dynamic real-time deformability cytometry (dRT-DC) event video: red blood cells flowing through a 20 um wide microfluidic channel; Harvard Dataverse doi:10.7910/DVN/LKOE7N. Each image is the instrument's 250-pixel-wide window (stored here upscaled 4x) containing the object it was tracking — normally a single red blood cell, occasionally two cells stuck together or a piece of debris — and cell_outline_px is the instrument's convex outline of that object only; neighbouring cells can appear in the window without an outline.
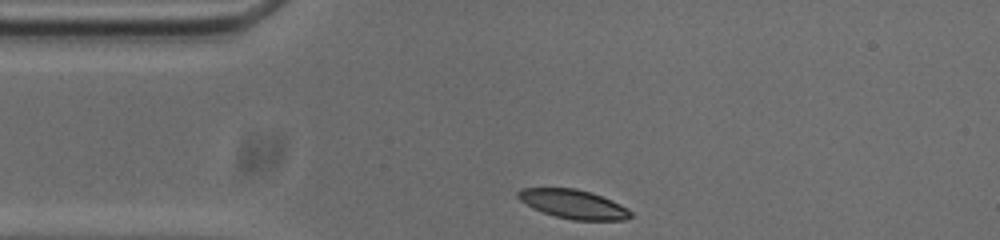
{"species": "common noctule bat (a hibernating species)", "species_latin": "Nyctalus noctula", "temperature_condition": "cold", "stored_images_in_passage": 32, "camera_frame_rate_fps": 3000, "um_per_image_px": 0.085, "animal": {"sex": "male", "body_mass_g": 20.0, "forearm_length_mm": 53.3}, "frame": {"image": 1, "passage_image": 1, "time_ms": 0.0, "image_size_px": [1000, 240], "cell_outline_px": [[632, 216], [624, 220], [572, 220], [556, 216], [532, 208], [520, 200], [516, 196], [516, 192], [520, 188], [576, 188], [592, 192], [612, 200], [628, 208], [632, 212]], "centroid_in_image_um": [48.74, 17.34], "position_along_channel_um": 36.3, "area_um2": 19.13}}
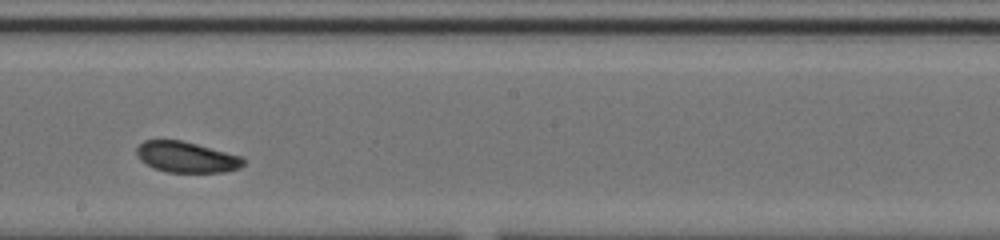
{"frame": {"image": 2, "passage_image": 19, "time_ms": 6.0, "image_size_px": [1000, 240], "cell_outline_px": [[244, 164], [240, 168], [224, 172], [168, 172], [152, 168], [140, 160], [136, 152], [136, 148], [144, 140], [180, 140], [244, 156]], "centroid_in_image_um": [15.86, 13.36], "position_along_channel_um": 232.3, "area_um2": 19.25}}
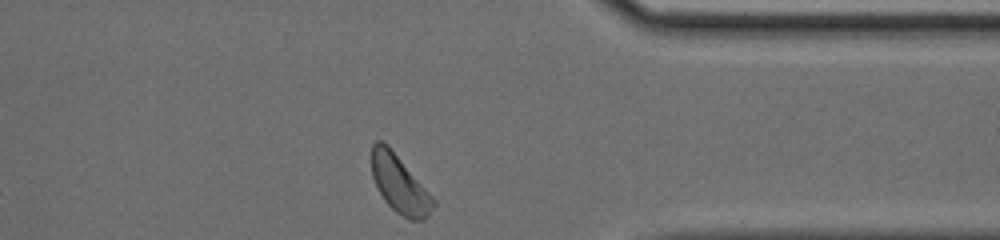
{"frame": {"image": 3, "passage_image": 32, "time_ms": 10.333, "image_size_px": [1000, 240], "cell_outline_px": [[436, 204], [424, 220], [408, 220], [396, 212], [384, 200], [372, 176], [372, 144], [376, 140], [380, 140], [388, 144], [436, 200]], "centroid_in_image_um": [33.98, 15.66], "position_along_channel_um": 377.4, "area_um2": 20.69}, "authors_computed_cell_mechanics": {"area_um2": 19.8543, "velocity_mm_per_s": 3.6653, "shape_relaxation_time_tau1_ms": 1.6329, "shape_relaxation_time_tau2_ms": null, "deformation_change_tau1": 0.0719, "deformation_change_tau2": null}}